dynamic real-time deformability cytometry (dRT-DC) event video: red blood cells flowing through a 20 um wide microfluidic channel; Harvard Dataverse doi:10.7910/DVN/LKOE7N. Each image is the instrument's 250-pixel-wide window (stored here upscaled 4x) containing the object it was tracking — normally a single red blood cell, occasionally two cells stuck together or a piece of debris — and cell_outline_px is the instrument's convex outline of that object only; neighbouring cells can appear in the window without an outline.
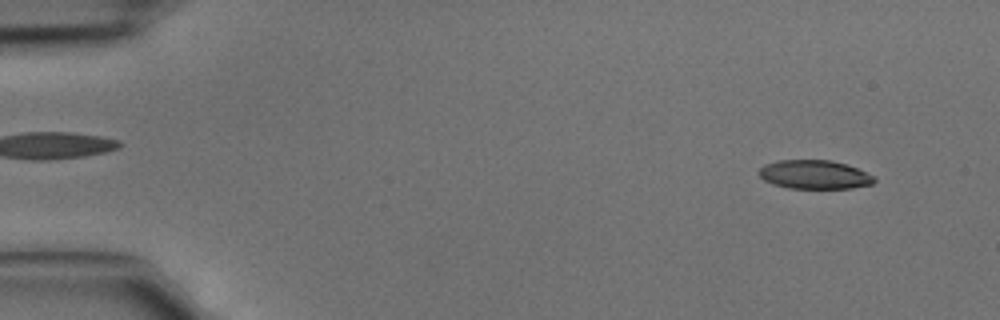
{"species": "common noctule bat (a hibernating species)", "species_latin": "Nyctalus noctula", "temperature_condition": "cold", "stored_images_in_passage": 2, "camera_frame_rate_fps": 3000, "um_per_image_px": 0.085, "animal": {"sex": "male", "body_mass_g": 15.6}, "frame": {"image": 1, "passage_image": 2, "time_ms": 0.333, "image_size_px": [1000, 320], "cell_outline_px": [[876, 180], [872, 184], [852, 188], [788, 188], [772, 184], [764, 180], [756, 172], [764, 164], [780, 160], [832, 160], [856, 168], [872, 176]], "centroid_in_image_um": [69.17, 14.84], "position_along_channel_um": 15.8, "area_um2": 19.25}}